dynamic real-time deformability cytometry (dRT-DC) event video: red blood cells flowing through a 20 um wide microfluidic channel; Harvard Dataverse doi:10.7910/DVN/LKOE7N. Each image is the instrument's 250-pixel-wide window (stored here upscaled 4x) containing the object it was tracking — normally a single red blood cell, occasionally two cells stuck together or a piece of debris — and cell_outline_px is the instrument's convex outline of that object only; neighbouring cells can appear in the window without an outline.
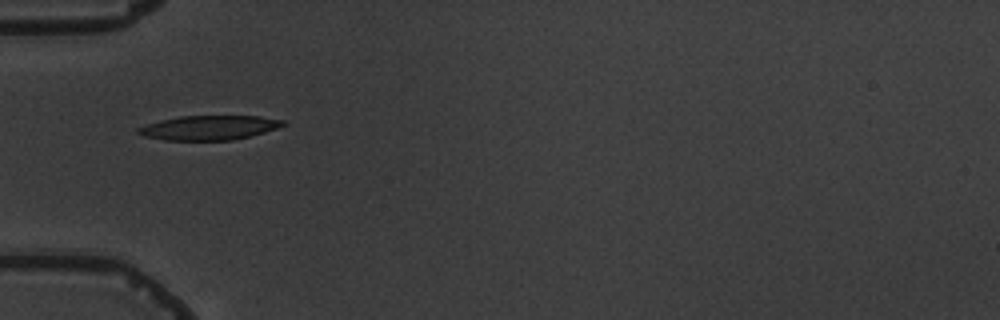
{"species": "common noctule bat (a hibernating species)", "species_latin": "Nyctalus noctula", "temperature_condition": "warm", "stored_images_in_passage": 10, "camera_frame_rate_fps": 3000, "um_per_image_px": 0.085, "animal": {"sex": "male", "body_mass_g": 19.5, "forearm_length_mm": 54.6}, "frame": {"image": 1, "passage_image": 5, "time_ms": 5.667, "image_size_px": [1000, 320], "cell_outline_px": [[288, 124], [264, 132], [232, 140], [164, 140], [144, 136], [136, 132], [136, 128], [160, 120], [180, 116], [260, 116], [284, 120]], "centroid_in_image_um": [17.76, 10.85], "position_along_channel_um": 67.2, "area_um2": 20.52}}
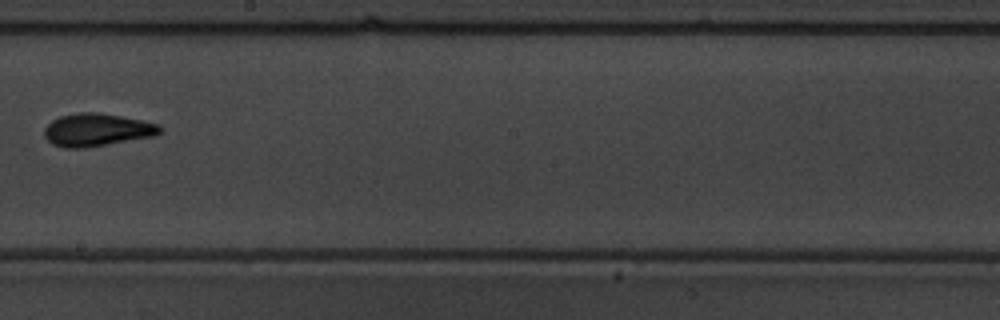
{"frame": {"image": 2, "passage_image": 9, "time_ms": 10.333, "image_size_px": [1000, 320], "cell_outline_px": [[160, 132], [156, 136], [84, 148], [64, 148], [52, 144], [44, 136], [44, 128], [52, 120], [60, 116], [84, 112], [100, 112], [160, 124]], "centroid_in_image_um": [8.22, 11.04], "position_along_channel_um": 240.0, "area_um2": 22.02}}
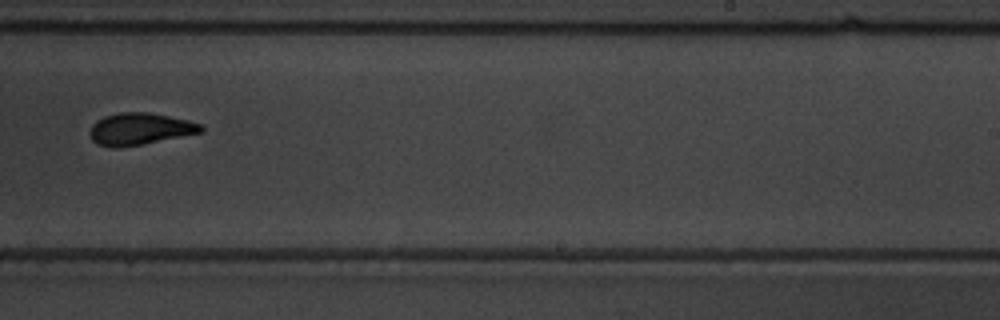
{"frame": {"image": 3, "passage_image": 10, "time_ms": 11.333, "image_size_px": [1000, 320], "cell_outline_px": [[204, 132], [140, 144], [116, 148], [112, 148], [96, 144], [92, 140], [88, 132], [92, 124], [96, 120], [104, 116], [120, 112], [148, 112], [188, 120], [200, 124], [204, 128]], "centroid_in_image_um": [11.84, 10.96], "position_along_channel_um": 277.2, "area_um2": 20.69}}